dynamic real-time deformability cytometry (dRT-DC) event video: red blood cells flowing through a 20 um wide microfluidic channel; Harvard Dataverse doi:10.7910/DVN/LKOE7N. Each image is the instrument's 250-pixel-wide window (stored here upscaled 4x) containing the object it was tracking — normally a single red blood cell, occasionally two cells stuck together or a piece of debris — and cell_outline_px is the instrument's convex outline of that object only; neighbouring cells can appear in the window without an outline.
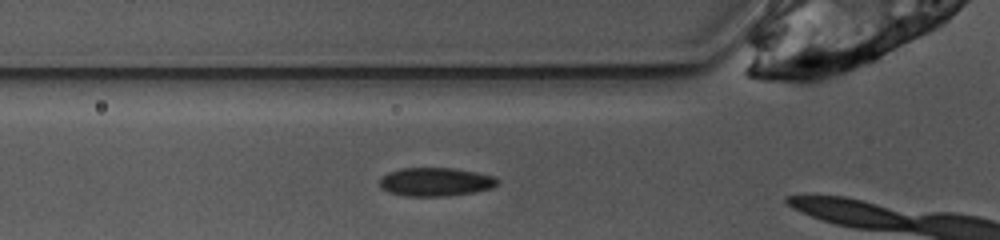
{"species": "common noctule bat (a hibernating species)", "species_latin": "Nyctalus noctula", "temperature_condition": "warm", "stored_images_in_passage": 5, "camera_frame_rate_fps": 3000, "um_per_image_px": 0.085, "animal": {"sex": "female", "body_mass_g": 10.0, "forearm_length_mm": 53.1}, "frame": {"image": 1, "passage_image": 2, "time_ms": 0.333, "image_size_px": [1000, 240], "cell_outline_px": [[500, 180], [492, 188], [472, 192], [448, 196], [404, 196], [388, 192], [380, 188], [380, 180], [388, 172], [400, 168], [452, 168], [476, 172], [496, 176]], "centroid_in_image_um": [37.02, 15.46], "position_along_channel_um": 88.8, "area_um2": 19.65}}